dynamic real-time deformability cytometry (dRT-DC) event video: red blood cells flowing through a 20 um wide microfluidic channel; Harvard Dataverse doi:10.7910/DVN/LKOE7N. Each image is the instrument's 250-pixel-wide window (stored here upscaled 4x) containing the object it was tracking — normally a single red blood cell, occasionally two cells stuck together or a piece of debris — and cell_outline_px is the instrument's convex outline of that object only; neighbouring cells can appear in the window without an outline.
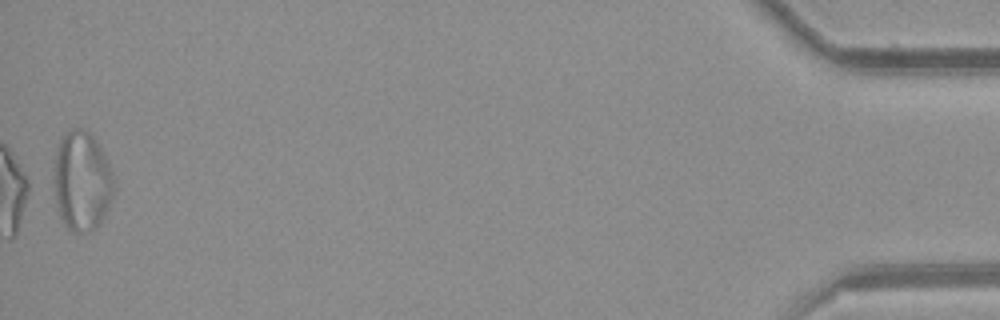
{"species": "common noctule bat (a hibernating species)", "species_latin": "Nyctalus noctula", "temperature_condition": "room temperature", "stored_images_in_passage": 36, "segment_of_instrument_passage": [2, 2], "camera_frame_rate_fps": 3000, "um_per_image_px": 0.085, "animal": {"sex": "female", "body_mass_g": 21.9}, "frame": {"image": 1, "passage_image": 36, "time_ms": 11.667, "image_size_px": [1000, 320], "cell_outline_px": [[116, 188], [104, 216], [100, 224], [88, 232], [72, 232], [64, 224], [60, 216], [56, 204], [52, 184], [52, 176], [56, 144], [60, 136], [72, 128], [84, 128], [92, 136], [100, 148], [112, 172]], "centroid_in_image_um": [6.91, 15.38], "position_along_channel_um": 428.3, "area_um2": 35.55}}